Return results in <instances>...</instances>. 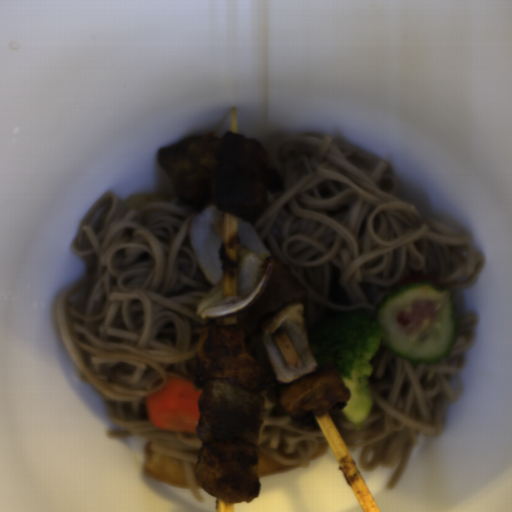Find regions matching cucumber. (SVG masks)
Here are the masks:
<instances>
[{
	"instance_id": "cucumber-1",
	"label": "cucumber",
	"mask_w": 512,
	"mask_h": 512,
	"mask_svg": "<svg viewBox=\"0 0 512 512\" xmlns=\"http://www.w3.org/2000/svg\"><path fill=\"white\" fill-rule=\"evenodd\" d=\"M442 294L446 297L445 303L429 329L414 335L396 325V315L404 312L411 303L435 301ZM454 306L455 300L448 289L418 280L404 283L383 295L370 321L382 331L381 343L397 358H405L412 363H436L447 359L453 349L459 329Z\"/></svg>"
}]
</instances>
